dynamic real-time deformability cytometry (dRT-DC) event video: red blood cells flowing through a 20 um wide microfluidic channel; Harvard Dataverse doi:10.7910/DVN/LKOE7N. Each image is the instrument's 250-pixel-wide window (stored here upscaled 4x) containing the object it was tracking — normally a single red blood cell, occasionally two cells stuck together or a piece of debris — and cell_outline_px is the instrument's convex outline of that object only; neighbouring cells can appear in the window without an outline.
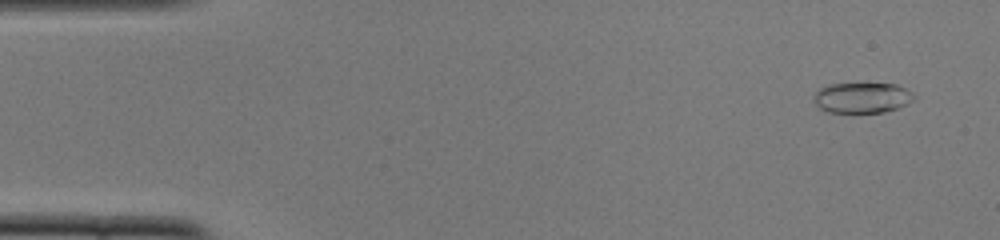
{"species": "common noctule bat (a hibernating species)", "species_latin": "Nyctalus noctula", "temperature_condition": "cold", "stored_images_in_passage": 52, "camera_frame_rate_fps": 3000, "um_per_image_px": 0.085, "animal": {"sex": "female", "body_mass_g": 22.0, "forearm_length_mm": 56.7}, "frame": {"image": 1, "passage_image": 3, "time_ms": 0.667, "image_size_px": [1000, 240], "cell_outline_px": [[916, 96], [912, 100], [896, 108], [884, 112], [828, 112], [820, 108], [812, 100], [812, 96], [820, 88], [828, 84], [896, 84], [912, 92]], "centroid_in_image_um": [73.23, 8.3], "position_along_channel_um": 11.8, "area_um2": 17.63}}
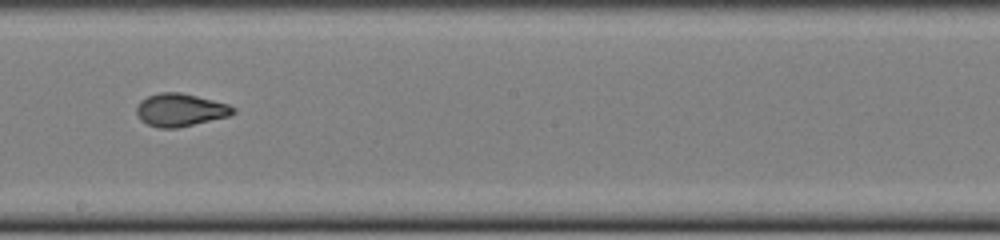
{"frame": {"image": 2, "passage_image": 29, "time_ms": 9.333, "image_size_px": [1000, 240], "cell_outline_px": [[236, 112], [228, 116], [176, 128], [160, 128], [148, 124], [140, 120], [136, 112], [136, 108], [140, 100], [148, 96], [160, 92], [180, 92], [228, 104], [236, 108]], "centroid_in_image_um": [15.3, 9.34], "position_along_channel_um": 232.9, "area_um2": 18.32}}
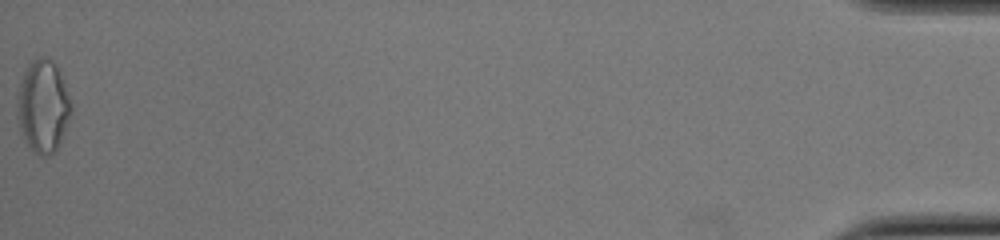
{"frame": {"image": 3, "passage_image": 52, "time_ms": 17.0, "image_size_px": [1000, 240], "cell_outline_px": [[72, 112], [60, 144], [56, 152], [48, 156], [40, 156], [28, 144], [20, 132], [16, 116], [16, 96], [24, 72], [28, 64], [40, 56], [48, 56], [56, 64], [72, 104]], "centroid_in_image_um": [3.65, 9.04], "position_along_channel_um": 431.6, "area_um2": 29.42}, "authors_computed_cell_mechanics": {"area_um2": 18.6694, "velocity_mm_per_s": 3.8693, "shape_relaxation_time_tau1_ms": 11.001, "shape_relaxation_time_tau2_ms": 0.9125, "deformation_change_tau1": 0.2805, "deformation_change_tau2": 0.0587}}